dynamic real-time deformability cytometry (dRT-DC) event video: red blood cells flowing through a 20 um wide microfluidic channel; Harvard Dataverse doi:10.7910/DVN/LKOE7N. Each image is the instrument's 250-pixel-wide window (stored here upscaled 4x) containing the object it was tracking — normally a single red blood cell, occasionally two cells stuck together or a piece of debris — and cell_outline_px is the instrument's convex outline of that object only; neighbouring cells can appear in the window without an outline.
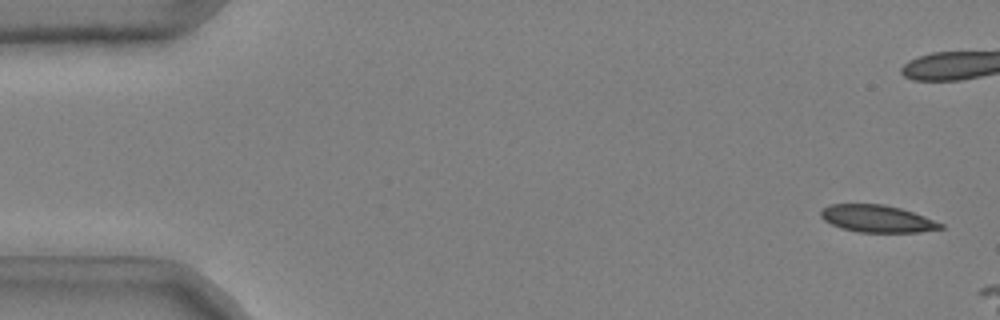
{"species": "common noctule bat (a hibernating species)", "species_latin": "Nyctalus noctula", "temperature_condition": "cold", "stored_images_in_passage": 4, "camera_frame_rate_fps": 3000, "um_per_image_px": 0.085, "animal": {"sex": "male", "body_mass_g": 20.4}, "frame": {"image": 1, "passage_image": 1, "time_ms": 0.0, "image_size_px": [1000, 320], "cell_outline_px": [[944, 228], [920, 232], [860, 232], [840, 228], [824, 220], [820, 216], [820, 212], [828, 204], [884, 204], [900, 208], [924, 216], [944, 224]], "centroid_in_image_um": [74.56, 18.59], "position_along_channel_um": 10.4, "area_um2": 18.96}}